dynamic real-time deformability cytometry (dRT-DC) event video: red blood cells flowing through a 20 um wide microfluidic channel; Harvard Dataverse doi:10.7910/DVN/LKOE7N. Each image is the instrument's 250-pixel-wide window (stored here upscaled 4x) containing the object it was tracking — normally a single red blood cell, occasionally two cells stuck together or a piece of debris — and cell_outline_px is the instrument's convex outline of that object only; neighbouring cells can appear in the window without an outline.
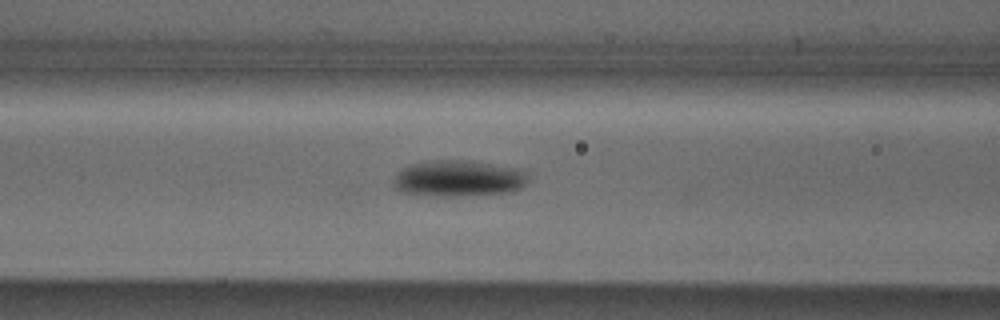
{"species": "Egyptian fruit bat (a non-hibernating species)", "species_latin": "Rousettus aegyptiacus", "temperature_condition": "cold", "stored_images_in_passage": 26, "camera_frame_rate_fps": 3000, "um_per_image_px": 0.085, "animal": {"sex": "male"}, "frame": {"image": 1, "passage_image": 5, "time_ms": 1.333, "image_size_px": [1000, 320], "cell_outline_px": [[528, 180], [520, 188], [512, 192], [476, 196], [416, 196], [400, 192], [392, 184], [392, 180], [404, 168], [412, 164], [436, 160], [468, 160], [520, 168], [524, 172]], "centroid_in_image_um": [38.96, 15.2], "position_along_channel_um": 127.6, "area_um2": 28.96}}
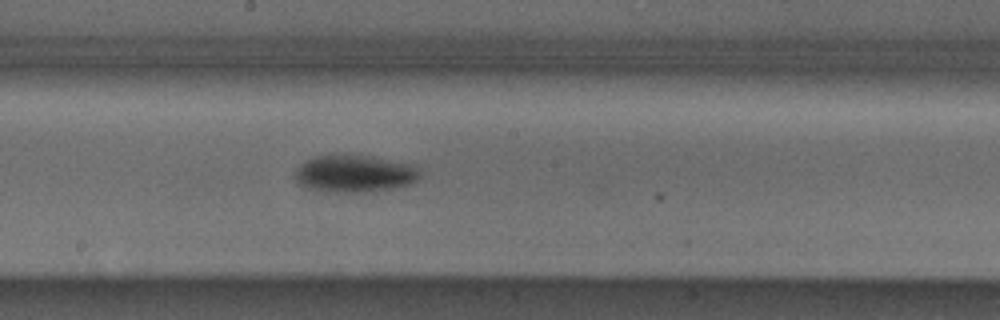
{"frame": {"image": 2, "passage_image": 12, "time_ms": 3.667, "image_size_px": [1000, 320], "cell_outline_px": [[420, 176], [412, 184], [392, 188], [360, 192], [336, 192], [308, 188], [300, 184], [296, 180], [296, 168], [300, 164], [312, 156], [336, 152], [344, 152], [372, 156], [420, 164]], "centroid_in_image_um": [30.18, 14.69], "position_along_channel_um": 218.0, "area_um2": 28.15}}
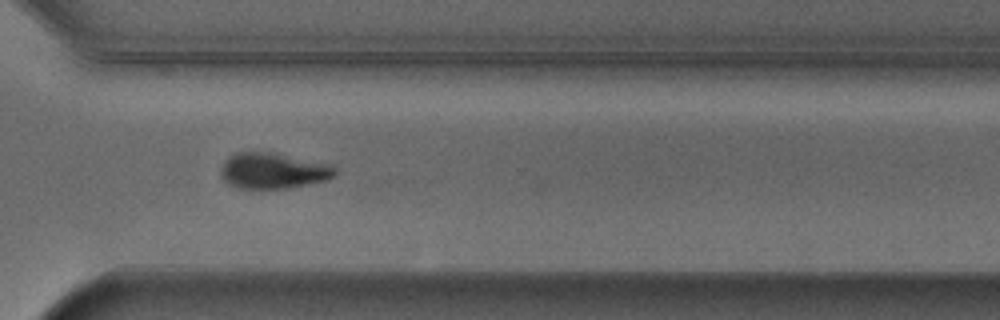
{"frame": {"image": 3, "passage_image": 22, "time_ms": 7.0, "image_size_px": [1000, 320], "cell_outline_px": [[336, 172], [328, 180], [288, 188], [240, 188], [228, 184], [220, 176], [220, 168], [224, 160], [228, 156], [236, 152], [276, 152], [332, 164], [336, 168]], "centroid_in_image_um": [23.2, 14.49], "position_along_channel_um": 347.4, "area_um2": 24.22}}